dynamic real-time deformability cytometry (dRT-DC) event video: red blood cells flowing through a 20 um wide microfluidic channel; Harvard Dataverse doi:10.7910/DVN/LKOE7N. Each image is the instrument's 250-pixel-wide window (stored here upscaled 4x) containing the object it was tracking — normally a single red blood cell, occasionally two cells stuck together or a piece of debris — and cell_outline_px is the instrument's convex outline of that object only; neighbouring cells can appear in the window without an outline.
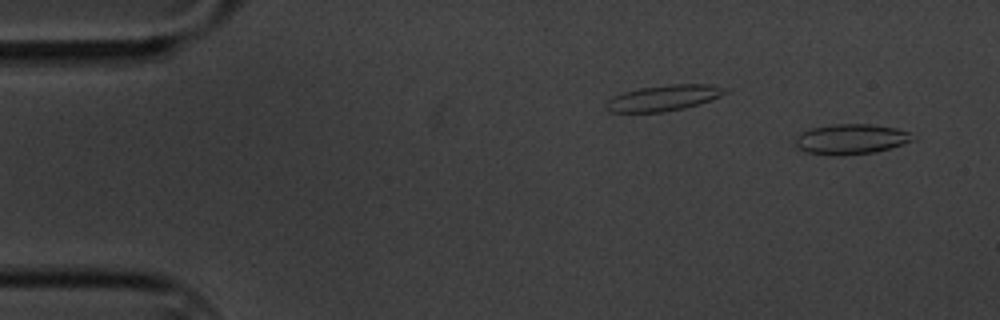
{"species": "common noctule bat (a hibernating species)", "species_latin": "Nyctalus noctula", "temperature_condition": "cold", "stored_images_in_passage": 4, "camera_frame_rate_fps": 3000, "um_per_image_px": 0.085, "animal": {"sex": "male", "body_mass_g": 20.1, "forearm_length_mm": 53.5}, "frame": {"image": 1, "passage_image": 1, "time_ms": 0.0, "image_size_px": [1000, 320], "cell_outline_px": [[916, 140], [876, 152], [832, 156], [804, 152], [796, 148], [796, 136], [812, 128], [836, 124], [872, 124], [896, 128], [908, 132]], "centroid_in_image_um": [72.32, 11.84], "position_along_channel_um": 12.7, "area_um2": 20.63}}
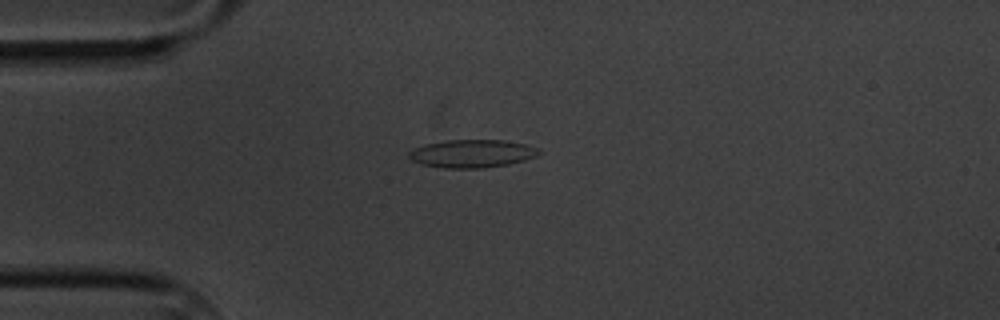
{"frame": {"image": 2, "passage_image": 4, "time_ms": 3.667, "image_size_px": [1000, 320], "cell_outline_px": [[544, 152], [536, 156], [524, 160], [508, 164], [480, 168], [444, 168], [420, 164], [412, 160], [408, 156], [408, 152], [412, 148], [424, 144], [448, 140], [504, 140], [524, 144], [540, 148]], "centroid_in_image_um": [40.12, 13.05], "position_along_channel_um": 44.9, "area_um2": 21.33}}